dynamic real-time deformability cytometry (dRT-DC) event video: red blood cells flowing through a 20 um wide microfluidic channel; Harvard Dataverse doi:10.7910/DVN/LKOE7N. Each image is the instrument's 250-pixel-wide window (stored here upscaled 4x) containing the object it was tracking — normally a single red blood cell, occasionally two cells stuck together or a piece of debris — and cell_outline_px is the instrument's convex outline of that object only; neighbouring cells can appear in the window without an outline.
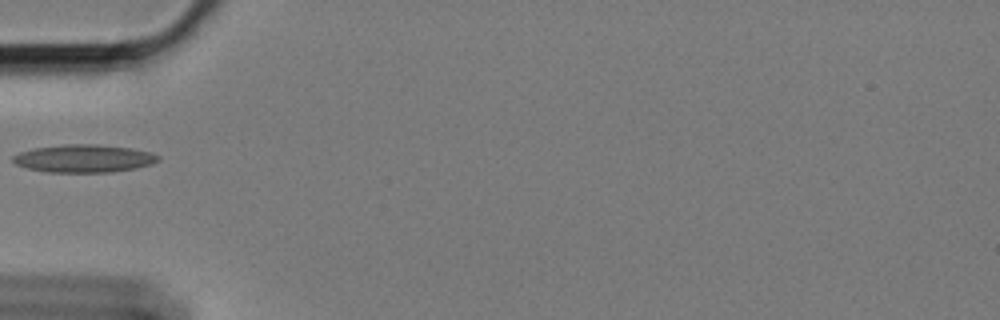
{"species": "Egyptian fruit bat (a non-hibernating species)", "species_latin": "Rousettus aegyptiacus", "temperature_condition": "cold", "stored_images_in_passage": 40, "camera_frame_rate_fps": 3000, "um_per_image_px": 0.085, "animal": {"sex": "female"}, "frame": {"image": 1, "passage_image": 1, "time_ms": 0.0, "image_size_px": [1000, 320], "cell_outline_px": [[160, 160], [152, 164], [136, 168], [112, 172], [48, 172], [28, 168], [16, 164], [12, 160], [12, 156], [20, 152], [32, 148], [64, 144], [96, 144], [128, 148], [152, 152], [160, 156]], "centroid_in_image_um": [7.14, 13.47], "position_along_channel_um": 77.9, "area_um2": 23.58}}
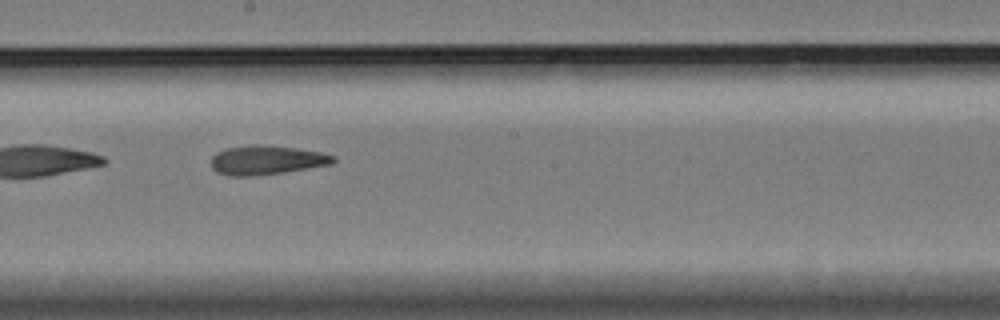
{"frame": {"image": 2, "passage_image": 14, "time_ms": 4.333, "image_size_px": [1000, 320], "cell_outline_px": [[336, 160], [332, 164], [284, 172], [256, 176], [228, 176], [216, 172], [212, 168], [212, 156], [216, 152], [228, 148], [252, 144], [256, 144], [296, 148], [320, 152], [336, 156]], "centroid_in_image_um": [22.65, 13.61], "position_along_channel_um": 225.6, "area_um2": 20.81}}
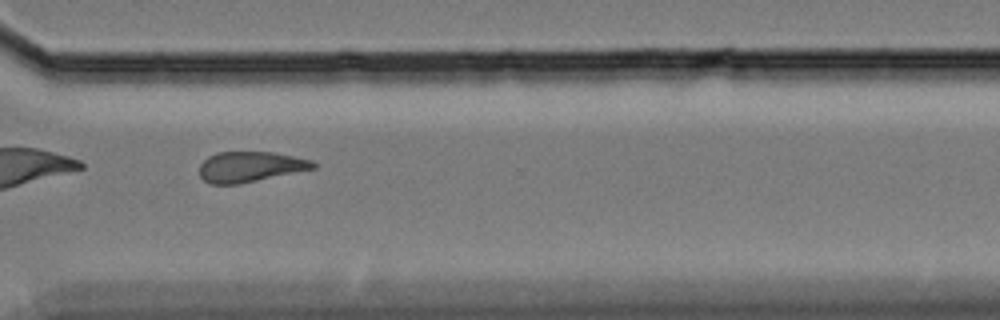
{"frame": {"image": 3, "passage_image": 25, "time_ms": 8.0, "image_size_px": [1000, 320], "cell_outline_px": [[316, 168], [240, 184], [208, 184], [200, 176], [200, 164], [208, 156], [216, 152], [272, 152], [312, 160], [316, 164]], "centroid_in_image_um": [21.24, 14.18], "position_along_channel_um": 349.4, "area_um2": 20.17}}